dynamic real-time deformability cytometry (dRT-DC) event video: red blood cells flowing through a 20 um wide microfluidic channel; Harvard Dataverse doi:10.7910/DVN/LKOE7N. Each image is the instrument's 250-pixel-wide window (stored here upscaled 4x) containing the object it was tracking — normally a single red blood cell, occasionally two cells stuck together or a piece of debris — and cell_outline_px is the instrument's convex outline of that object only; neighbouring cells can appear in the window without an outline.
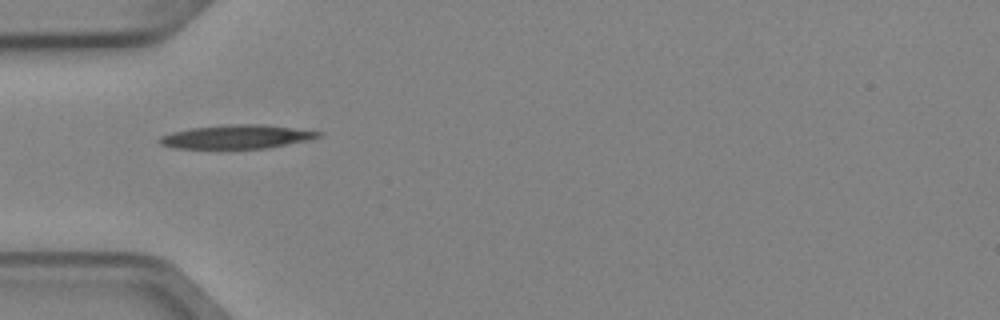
{"species": "Egyptian fruit bat (a non-hibernating species)", "species_latin": "Rousettus aegyptiacus", "temperature_condition": "cold", "stored_images_in_passage": 8, "camera_frame_rate_fps": 3000, "um_per_image_px": 0.085, "animal": {"sex": "female"}, "frame": {"image": 1, "passage_image": 5, "time_ms": 1.333, "image_size_px": [1000, 320], "cell_outline_px": [[324, 132], [320, 136], [308, 140], [268, 148], [176, 148], [160, 144], [156, 140], [160, 136], [172, 132], [192, 128], [228, 124], [264, 124]], "centroid_in_image_um": [20.12, 11.62], "position_along_channel_um": 64.9, "area_um2": 21.91}}
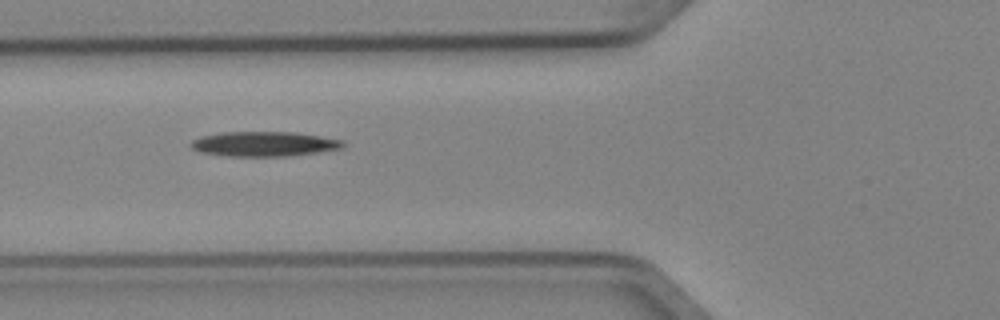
{"frame": {"image": 2, "passage_image": 6, "time_ms": 1.667, "image_size_px": [1000, 320], "cell_outline_px": [[344, 148], [288, 156], [228, 156], [200, 152], [192, 148], [188, 144], [192, 140], [200, 136], [224, 132], [292, 132], [344, 140]], "centroid_in_image_um": [22.41, 12.23], "position_along_channel_um": 103.4, "area_um2": 21.91}}
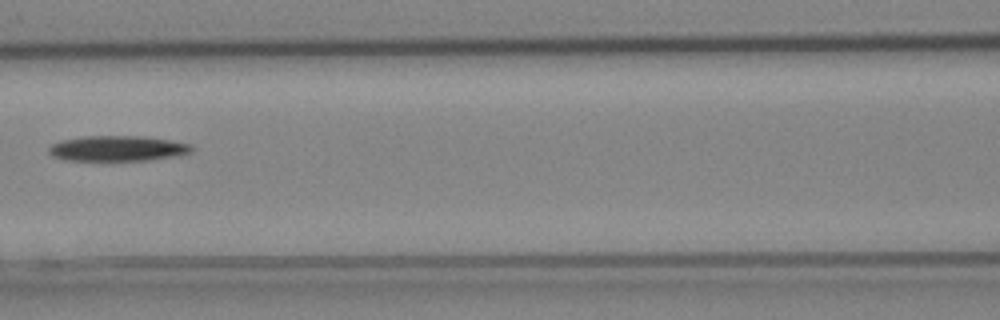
{"frame": {"image": 3, "passage_image": 7, "time_ms": 2.0, "image_size_px": [1000, 320], "cell_outline_px": [[192, 152], [172, 156], [148, 160], [64, 160], [52, 156], [48, 152], [48, 148], [52, 144], [60, 140], [84, 136], [140, 136], [168, 140], [188, 144], [192, 148]], "centroid_in_image_um": [9.9, 12.61], "position_along_channel_um": 156.7, "area_um2": 20.87}}